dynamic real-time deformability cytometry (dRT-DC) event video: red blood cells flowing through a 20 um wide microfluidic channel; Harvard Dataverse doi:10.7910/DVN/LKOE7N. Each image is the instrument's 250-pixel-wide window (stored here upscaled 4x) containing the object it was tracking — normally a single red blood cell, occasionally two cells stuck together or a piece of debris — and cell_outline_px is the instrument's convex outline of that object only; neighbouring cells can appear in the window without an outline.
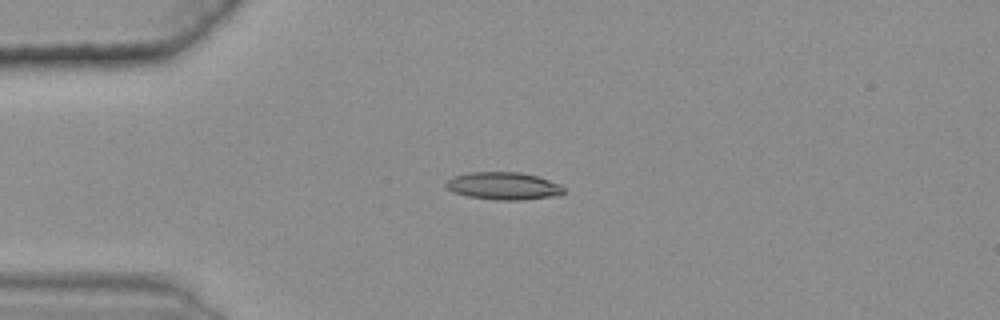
{"species": "common noctule bat (a hibernating species)", "species_latin": "Nyctalus noctula", "temperature_condition": "warm", "stored_images_in_passage": 47, "camera_frame_rate_fps": 3000, "um_per_image_px": 0.085, "animal": {"sex": "female", "body_mass_g": 25.1}, "frame": {"image": 1, "passage_image": 13, "time_ms": 4.0, "image_size_px": [1000, 320], "cell_outline_px": [[564, 192], [560, 196], [524, 200], [496, 200], [468, 196], [452, 192], [444, 184], [452, 176], [468, 172], [520, 172], [536, 176], [560, 184], [564, 188]], "centroid_in_image_um": [42.8, 15.81], "position_along_channel_um": 42.2, "area_um2": 19.07}}
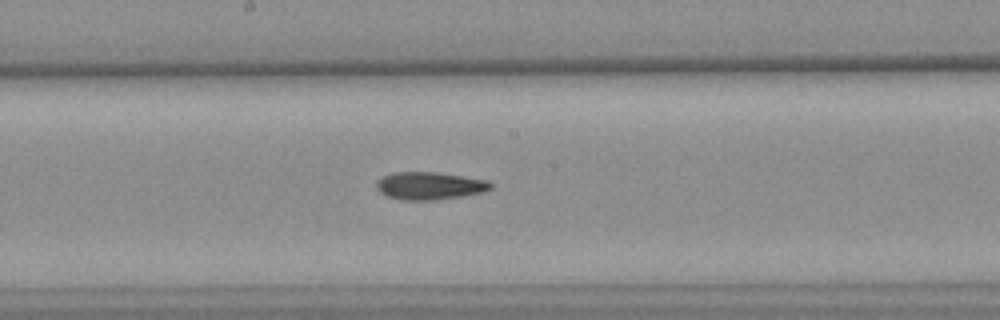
{"frame": {"image": 2, "passage_image": 29, "time_ms": 9.333, "image_size_px": [1000, 320], "cell_outline_px": [[492, 188], [484, 192], [460, 196], [432, 200], [400, 200], [388, 196], [380, 192], [376, 188], [376, 180], [392, 172], [436, 172], [488, 180], [492, 184]], "centroid_in_image_um": [36.5, 15.79], "position_along_channel_um": 211.7, "area_um2": 18.38}}
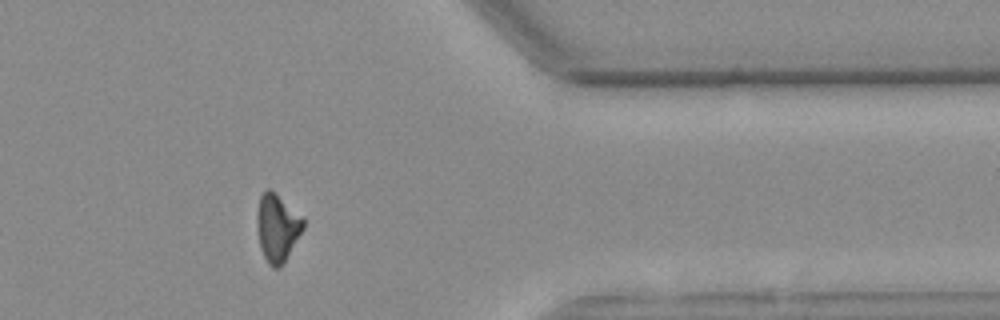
{"frame": {"image": 3, "passage_image": 45, "time_ms": 14.667, "image_size_px": [1000, 320], "cell_outline_px": [[304, 228], [284, 260], [276, 268], [272, 268], [268, 264], [260, 248], [256, 212], [260, 196], [268, 188], [304, 216]], "centroid_in_image_um": [23.57, 19.33], "position_along_channel_um": 387.8, "area_um2": 17.86}, "authors_computed_cell_mechanics": {"area_um2": 18.2648, "velocity_mm_per_s": 3.6261, "shape_relaxation_time_tau1_ms": null, "shape_relaxation_time_tau2_ms": 8.0167, "deformation_change_tau1": null, "deformation_change_tau2": 0.1732}}